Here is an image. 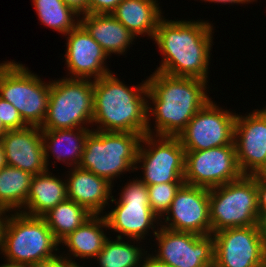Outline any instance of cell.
Wrapping results in <instances>:
<instances>
[{
	"label": "cell",
	"instance_id": "ac0fdd59",
	"mask_svg": "<svg viewBox=\"0 0 266 267\" xmlns=\"http://www.w3.org/2000/svg\"><path fill=\"white\" fill-rule=\"evenodd\" d=\"M6 165L32 175L48 170L45 163L42 130L38 126L8 130L0 138Z\"/></svg>",
	"mask_w": 266,
	"mask_h": 267
},
{
	"label": "cell",
	"instance_id": "603a6c76",
	"mask_svg": "<svg viewBox=\"0 0 266 267\" xmlns=\"http://www.w3.org/2000/svg\"><path fill=\"white\" fill-rule=\"evenodd\" d=\"M158 0H122L111 13L136 38L154 39L159 20L163 17Z\"/></svg>",
	"mask_w": 266,
	"mask_h": 267
},
{
	"label": "cell",
	"instance_id": "d590c367",
	"mask_svg": "<svg viewBox=\"0 0 266 267\" xmlns=\"http://www.w3.org/2000/svg\"><path fill=\"white\" fill-rule=\"evenodd\" d=\"M257 227H258L259 235L266 249V212H261L259 214Z\"/></svg>",
	"mask_w": 266,
	"mask_h": 267
},
{
	"label": "cell",
	"instance_id": "277c9868",
	"mask_svg": "<svg viewBox=\"0 0 266 267\" xmlns=\"http://www.w3.org/2000/svg\"><path fill=\"white\" fill-rule=\"evenodd\" d=\"M59 247L42 217L6 213L0 239V254L4 260L32 266L56 257Z\"/></svg>",
	"mask_w": 266,
	"mask_h": 267
},
{
	"label": "cell",
	"instance_id": "8d00e7d4",
	"mask_svg": "<svg viewBox=\"0 0 266 267\" xmlns=\"http://www.w3.org/2000/svg\"><path fill=\"white\" fill-rule=\"evenodd\" d=\"M200 1H202V2L204 1L205 3H206V2H209V3H210V2H211V3L214 2V3H217V5L220 4V3H221V4H224V5H225V4H229V5H230V4H231V5H233V4H238V5H239V4H248V3L251 4V3H253V2H257V0H200Z\"/></svg>",
	"mask_w": 266,
	"mask_h": 267
},
{
	"label": "cell",
	"instance_id": "484cf974",
	"mask_svg": "<svg viewBox=\"0 0 266 267\" xmlns=\"http://www.w3.org/2000/svg\"><path fill=\"white\" fill-rule=\"evenodd\" d=\"M111 238L109 236L106 239L102 250L94 258L98 267H139L144 255L150 252L140 245V242L145 241Z\"/></svg>",
	"mask_w": 266,
	"mask_h": 267
},
{
	"label": "cell",
	"instance_id": "cb8c5ba5",
	"mask_svg": "<svg viewBox=\"0 0 266 267\" xmlns=\"http://www.w3.org/2000/svg\"><path fill=\"white\" fill-rule=\"evenodd\" d=\"M68 199L66 178L57 177L47 170L34 175L21 213L32 217H42L58 203Z\"/></svg>",
	"mask_w": 266,
	"mask_h": 267
},
{
	"label": "cell",
	"instance_id": "4fadbf2b",
	"mask_svg": "<svg viewBox=\"0 0 266 267\" xmlns=\"http://www.w3.org/2000/svg\"><path fill=\"white\" fill-rule=\"evenodd\" d=\"M237 113L210 100L177 136L185 151L207 150L232 144Z\"/></svg>",
	"mask_w": 266,
	"mask_h": 267
},
{
	"label": "cell",
	"instance_id": "2e32d148",
	"mask_svg": "<svg viewBox=\"0 0 266 267\" xmlns=\"http://www.w3.org/2000/svg\"><path fill=\"white\" fill-rule=\"evenodd\" d=\"M234 143L243 175L254 176L266 166V106L237 114Z\"/></svg>",
	"mask_w": 266,
	"mask_h": 267
},
{
	"label": "cell",
	"instance_id": "f546056e",
	"mask_svg": "<svg viewBox=\"0 0 266 267\" xmlns=\"http://www.w3.org/2000/svg\"><path fill=\"white\" fill-rule=\"evenodd\" d=\"M0 119L8 130L22 129L28 125L23 121L19 111L8 101L0 97Z\"/></svg>",
	"mask_w": 266,
	"mask_h": 267
},
{
	"label": "cell",
	"instance_id": "ba28073f",
	"mask_svg": "<svg viewBox=\"0 0 266 267\" xmlns=\"http://www.w3.org/2000/svg\"><path fill=\"white\" fill-rule=\"evenodd\" d=\"M121 187L119 199L113 195L111 198L115 208H110L108 213L105 211L103 214L108 230L114 234L116 232L117 238L142 241L151 233L154 238L160 226V219L150 208L147 186L135 177Z\"/></svg>",
	"mask_w": 266,
	"mask_h": 267
},
{
	"label": "cell",
	"instance_id": "d6a6232c",
	"mask_svg": "<svg viewBox=\"0 0 266 267\" xmlns=\"http://www.w3.org/2000/svg\"><path fill=\"white\" fill-rule=\"evenodd\" d=\"M256 188L258 198V211L266 212V183L256 175Z\"/></svg>",
	"mask_w": 266,
	"mask_h": 267
},
{
	"label": "cell",
	"instance_id": "5bb4252c",
	"mask_svg": "<svg viewBox=\"0 0 266 267\" xmlns=\"http://www.w3.org/2000/svg\"><path fill=\"white\" fill-rule=\"evenodd\" d=\"M212 235L213 267H266V249L257 225L226 228Z\"/></svg>",
	"mask_w": 266,
	"mask_h": 267
},
{
	"label": "cell",
	"instance_id": "ffe728a7",
	"mask_svg": "<svg viewBox=\"0 0 266 267\" xmlns=\"http://www.w3.org/2000/svg\"><path fill=\"white\" fill-rule=\"evenodd\" d=\"M80 24L109 57L112 54L126 55L137 40L136 36L111 14H84L80 16Z\"/></svg>",
	"mask_w": 266,
	"mask_h": 267
},
{
	"label": "cell",
	"instance_id": "44dd1931",
	"mask_svg": "<svg viewBox=\"0 0 266 267\" xmlns=\"http://www.w3.org/2000/svg\"><path fill=\"white\" fill-rule=\"evenodd\" d=\"M92 129L90 128H73L42 130V139L44 145L45 163L48 168L50 158L61 162L65 166L73 168L79 166L84 148L86 136Z\"/></svg>",
	"mask_w": 266,
	"mask_h": 267
},
{
	"label": "cell",
	"instance_id": "ab89813d",
	"mask_svg": "<svg viewBox=\"0 0 266 267\" xmlns=\"http://www.w3.org/2000/svg\"><path fill=\"white\" fill-rule=\"evenodd\" d=\"M257 176L266 183V166L257 174Z\"/></svg>",
	"mask_w": 266,
	"mask_h": 267
},
{
	"label": "cell",
	"instance_id": "83f0119b",
	"mask_svg": "<svg viewBox=\"0 0 266 267\" xmlns=\"http://www.w3.org/2000/svg\"><path fill=\"white\" fill-rule=\"evenodd\" d=\"M41 25L63 35L80 24V15L69 8L63 0H32Z\"/></svg>",
	"mask_w": 266,
	"mask_h": 267
},
{
	"label": "cell",
	"instance_id": "d6986e66",
	"mask_svg": "<svg viewBox=\"0 0 266 267\" xmlns=\"http://www.w3.org/2000/svg\"><path fill=\"white\" fill-rule=\"evenodd\" d=\"M65 176L68 199L85 207L92 215H103L110 206L113 185L79 166L68 169Z\"/></svg>",
	"mask_w": 266,
	"mask_h": 267
},
{
	"label": "cell",
	"instance_id": "60d3db41",
	"mask_svg": "<svg viewBox=\"0 0 266 267\" xmlns=\"http://www.w3.org/2000/svg\"><path fill=\"white\" fill-rule=\"evenodd\" d=\"M5 215H6V212L0 209V239H1V228H2Z\"/></svg>",
	"mask_w": 266,
	"mask_h": 267
},
{
	"label": "cell",
	"instance_id": "7c38bea8",
	"mask_svg": "<svg viewBox=\"0 0 266 267\" xmlns=\"http://www.w3.org/2000/svg\"><path fill=\"white\" fill-rule=\"evenodd\" d=\"M156 239V240H155ZM157 244L152 253L170 267H213V235L174 231L160 226L154 236Z\"/></svg>",
	"mask_w": 266,
	"mask_h": 267
},
{
	"label": "cell",
	"instance_id": "30bf717a",
	"mask_svg": "<svg viewBox=\"0 0 266 267\" xmlns=\"http://www.w3.org/2000/svg\"><path fill=\"white\" fill-rule=\"evenodd\" d=\"M146 185L184 183L185 149L178 137L145 134L137 153L135 172Z\"/></svg>",
	"mask_w": 266,
	"mask_h": 267
},
{
	"label": "cell",
	"instance_id": "52a82bcc",
	"mask_svg": "<svg viewBox=\"0 0 266 267\" xmlns=\"http://www.w3.org/2000/svg\"><path fill=\"white\" fill-rule=\"evenodd\" d=\"M92 120L93 80L62 77L51 81L47 115L41 130L92 129Z\"/></svg>",
	"mask_w": 266,
	"mask_h": 267
},
{
	"label": "cell",
	"instance_id": "9a60e30c",
	"mask_svg": "<svg viewBox=\"0 0 266 267\" xmlns=\"http://www.w3.org/2000/svg\"><path fill=\"white\" fill-rule=\"evenodd\" d=\"M160 226L202 236L211 235L209 189L183 184L169 210L160 219Z\"/></svg>",
	"mask_w": 266,
	"mask_h": 267
},
{
	"label": "cell",
	"instance_id": "4316f807",
	"mask_svg": "<svg viewBox=\"0 0 266 267\" xmlns=\"http://www.w3.org/2000/svg\"><path fill=\"white\" fill-rule=\"evenodd\" d=\"M92 214L82 205L65 200L49 210L42 218L51 229L54 238L60 242L68 234L79 228Z\"/></svg>",
	"mask_w": 266,
	"mask_h": 267
},
{
	"label": "cell",
	"instance_id": "1f68e13d",
	"mask_svg": "<svg viewBox=\"0 0 266 267\" xmlns=\"http://www.w3.org/2000/svg\"><path fill=\"white\" fill-rule=\"evenodd\" d=\"M30 267H84V263L82 266L78 262H74L58 253L56 257Z\"/></svg>",
	"mask_w": 266,
	"mask_h": 267
},
{
	"label": "cell",
	"instance_id": "7402d4cb",
	"mask_svg": "<svg viewBox=\"0 0 266 267\" xmlns=\"http://www.w3.org/2000/svg\"><path fill=\"white\" fill-rule=\"evenodd\" d=\"M107 228L104 215H92L79 228L59 242V246L62 244V246H66L65 248H69L67 252L59 251L63 252L60 254L74 262L77 258V260L80 258V260L89 259V261L94 259L108 238L107 232H105Z\"/></svg>",
	"mask_w": 266,
	"mask_h": 267
},
{
	"label": "cell",
	"instance_id": "4dcf8cb0",
	"mask_svg": "<svg viewBox=\"0 0 266 267\" xmlns=\"http://www.w3.org/2000/svg\"><path fill=\"white\" fill-rule=\"evenodd\" d=\"M122 0H89V14H111Z\"/></svg>",
	"mask_w": 266,
	"mask_h": 267
},
{
	"label": "cell",
	"instance_id": "e0dca14e",
	"mask_svg": "<svg viewBox=\"0 0 266 267\" xmlns=\"http://www.w3.org/2000/svg\"><path fill=\"white\" fill-rule=\"evenodd\" d=\"M64 36L67 78L97 80L112 72L106 61L110 57L81 24Z\"/></svg>",
	"mask_w": 266,
	"mask_h": 267
},
{
	"label": "cell",
	"instance_id": "b9f144b4",
	"mask_svg": "<svg viewBox=\"0 0 266 267\" xmlns=\"http://www.w3.org/2000/svg\"><path fill=\"white\" fill-rule=\"evenodd\" d=\"M8 131L0 119V138Z\"/></svg>",
	"mask_w": 266,
	"mask_h": 267
},
{
	"label": "cell",
	"instance_id": "d4e9b609",
	"mask_svg": "<svg viewBox=\"0 0 266 267\" xmlns=\"http://www.w3.org/2000/svg\"><path fill=\"white\" fill-rule=\"evenodd\" d=\"M34 175L21 169L4 166L0 170V209L21 212L25 205Z\"/></svg>",
	"mask_w": 266,
	"mask_h": 267
},
{
	"label": "cell",
	"instance_id": "836d02e7",
	"mask_svg": "<svg viewBox=\"0 0 266 267\" xmlns=\"http://www.w3.org/2000/svg\"><path fill=\"white\" fill-rule=\"evenodd\" d=\"M63 2L80 16L89 14V0H63Z\"/></svg>",
	"mask_w": 266,
	"mask_h": 267
},
{
	"label": "cell",
	"instance_id": "e575fe53",
	"mask_svg": "<svg viewBox=\"0 0 266 267\" xmlns=\"http://www.w3.org/2000/svg\"><path fill=\"white\" fill-rule=\"evenodd\" d=\"M139 267H170L166 263L159 261L155 256L151 253H146L141 261Z\"/></svg>",
	"mask_w": 266,
	"mask_h": 267
},
{
	"label": "cell",
	"instance_id": "5b68a950",
	"mask_svg": "<svg viewBox=\"0 0 266 267\" xmlns=\"http://www.w3.org/2000/svg\"><path fill=\"white\" fill-rule=\"evenodd\" d=\"M141 138L142 135L138 133L92 129L86 136L79 167L114 186L116 178L127 172H135Z\"/></svg>",
	"mask_w": 266,
	"mask_h": 267
},
{
	"label": "cell",
	"instance_id": "74e56055",
	"mask_svg": "<svg viewBox=\"0 0 266 267\" xmlns=\"http://www.w3.org/2000/svg\"><path fill=\"white\" fill-rule=\"evenodd\" d=\"M5 262L1 265L0 267H30L28 265H25V264H19V263H16V262H11V261H8V260H4Z\"/></svg>",
	"mask_w": 266,
	"mask_h": 267
},
{
	"label": "cell",
	"instance_id": "8992f818",
	"mask_svg": "<svg viewBox=\"0 0 266 267\" xmlns=\"http://www.w3.org/2000/svg\"><path fill=\"white\" fill-rule=\"evenodd\" d=\"M24 65L14 60L0 63V97L19 111L28 126L41 127L47 115L51 81H42Z\"/></svg>",
	"mask_w": 266,
	"mask_h": 267
},
{
	"label": "cell",
	"instance_id": "f1b7e54d",
	"mask_svg": "<svg viewBox=\"0 0 266 267\" xmlns=\"http://www.w3.org/2000/svg\"><path fill=\"white\" fill-rule=\"evenodd\" d=\"M184 183H163L147 186L150 208L161 219L169 210L176 192Z\"/></svg>",
	"mask_w": 266,
	"mask_h": 267
},
{
	"label": "cell",
	"instance_id": "f35d334b",
	"mask_svg": "<svg viewBox=\"0 0 266 267\" xmlns=\"http://www.w3.org/2000/svg\"><path fill=\"white\" fill-rule=\"evenodd\" d=\"M6 166V161H5V154H4V149L2 142L0 140V170Z\"/></svg>",
	"mask_w": 266,
	"mask_h": 267
},
{
	"label": "cell",
	"instance_id": "9c48e42d",
	"mask_svg": "<svg viewBox=\"0 0 266 267\" xmlns=\"http://www.w3.org/2000/svg\"><path fill=\"white\" fill-rule=\"evenodd\" d=\"M211 234L226 229L257 225L259 211L256 175L209 189Z\"/></svg>",
	"mask_w": 266,
	"mask_h": 267
},
{
	"label": "cell",
	"instance_id": "8fae6325",
	"mask_svg": "<svg viewBox=\"0 0 266 267\" xmlns=\"http://www.w3.org/2000/svg\"><path fill=\"white\" fill-rule=\"evenodd\" d=\"M242 176L234 142L207 150L185 151L184 184L211 189Z\"/></svg>",
	"mask_w": 266,
	"mask_h": 267
},
{
	"label": "cell",
	"instance_id": "6da1fadb",
	"mask_svg": "<svg viewBox=\"0 0 266 267\" xmlns=\"http://www.w3.org/2000/svg\"><path fill=\"white\" fill-rule=\"evenodd\" d=\"M207 83L194 77L152 72L147 77V134L177 137L194 115L212 99L208 95ZM150 120L155 124L153 127Z\"/></svg>",
	"mask_w": 266,
	"mask_h": 267
},
{
	"label": "cell",
	"instance_id": "3957f363",
	"mask_svg": "<svg viewBox=\"0 0 266 267\" xmlns=\"http://www.w3.org/2000/svg\"><path fill=\"white\" fill-rule=\"evenodd\" d=\"M116 74L93 80V130L147 134V79L125 85ZM95 125V126H94ZM97 126V127H96Z\"/></svg>",
	"mask_w": 266,
	"mask_h": 267
},
{
	"label": "cell",
	"instance_id": "7a4b0ae2",
	"mask_svg": "<svg viewBox=\"0 0 266 267\" xmlns=\"http://www.w3.org/2000/svg\"><path fill=\"white\" fill-rule=\"evenodd\" d=\"M214 25L207 20H159L154 44L162 59L155 71L209 81Z\"/></svg>",
	"mask_w": 266,
	"mask_h": 267
}]
</instances>
